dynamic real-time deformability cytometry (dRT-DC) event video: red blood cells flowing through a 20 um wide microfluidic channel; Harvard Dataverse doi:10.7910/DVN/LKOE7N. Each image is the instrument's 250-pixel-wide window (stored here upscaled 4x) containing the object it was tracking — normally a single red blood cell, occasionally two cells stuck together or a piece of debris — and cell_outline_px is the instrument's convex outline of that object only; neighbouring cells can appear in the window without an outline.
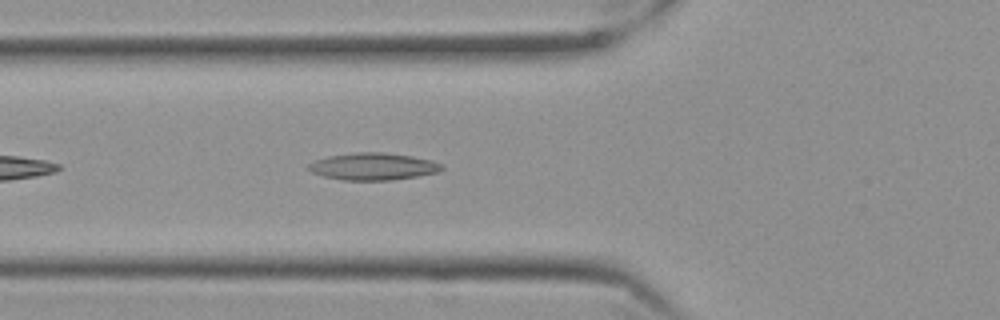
{"species": "Egyptian fruit bat (a non-hibernating species)", "species_latin": "Rousettus aegyptiacus", "temperature_condition": "cold", "stored_images_in_passage": 42, "camera_frame_rate_fps": 3000, "um_per_image_px": 0.085, "frame": {"image": 1, "passage_image": 6, "time_ms": 1.667, "image_size_px": [1000, 320], "cell_outline_px": [[444, 168], [436, 172], [416, 176], [392, 180], [344, 180], [324, 176], [312, 172], [308, 168], [308, 164], [316, 160], [328, 156], [356, 152], [384, 152], [412, 156], [432, 160], [444, 164]], "centroid_in_image_um": [31.74, 14.14], "position_along_channel_um": 94.1, "area_um2": 20.98}}
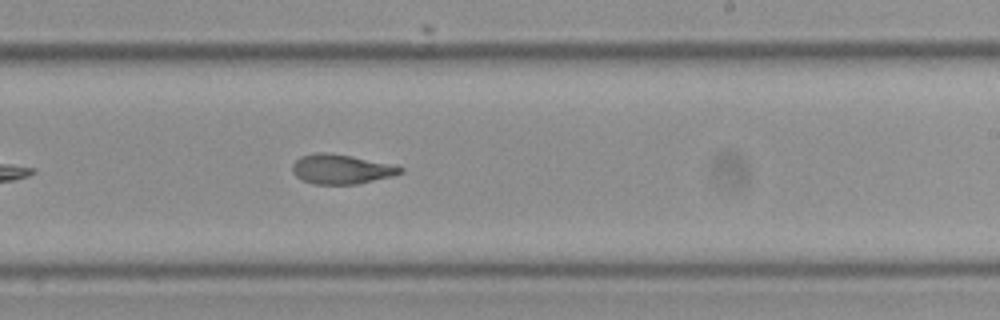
{"frame": {"image": 2, "passage_image": 20, "time_ms": 6.333, "image_size_px": [1000, 320], "cell_outline_px": [[404, 172], [392, 176], [356, 184], [312, 184], [296, 176], [292, 172], [292, 164], [300, 156], [316, 152], [324, 152], [352, 156], [388, 164], [404, 168]], "centroid_in_image_um": [28.96, 14.38], "position_along_channel_um": 260.0, "area_um2": 18.44}}
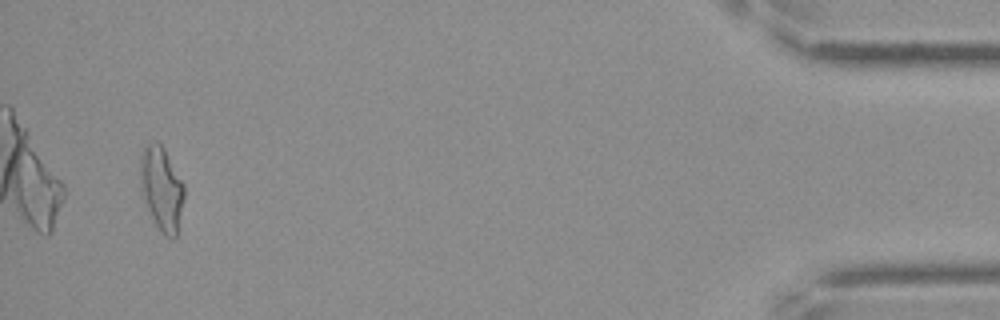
{"frame": {"image": 3, "passage_image": 40, "time_ms": 13.0, "image_size_px": [1000, 320], "cell_outline_px": [[184, 200], [176, 236], [172, 240], [164, 236], [160, 232], [140, 192], [140, 156], [144, 148], [148, 144], [160, 144], [164, 148], [184, 184]], "centroid_in_image_um": [13.74, 16.07], "position_along_channel_um": 421.5, "area_um2": 21.33}, "authors_computed_cell_mechanics": {"area_um2": 19.1896, "velocity_mm_per_s": 3.536, "shape_relaxation_time_tau1_ms": null, "shape_relaxation_time_tau2_ms": 2.9865, "deformation_change_tau1": null, "deformation_change_tau2": 0.1028}}